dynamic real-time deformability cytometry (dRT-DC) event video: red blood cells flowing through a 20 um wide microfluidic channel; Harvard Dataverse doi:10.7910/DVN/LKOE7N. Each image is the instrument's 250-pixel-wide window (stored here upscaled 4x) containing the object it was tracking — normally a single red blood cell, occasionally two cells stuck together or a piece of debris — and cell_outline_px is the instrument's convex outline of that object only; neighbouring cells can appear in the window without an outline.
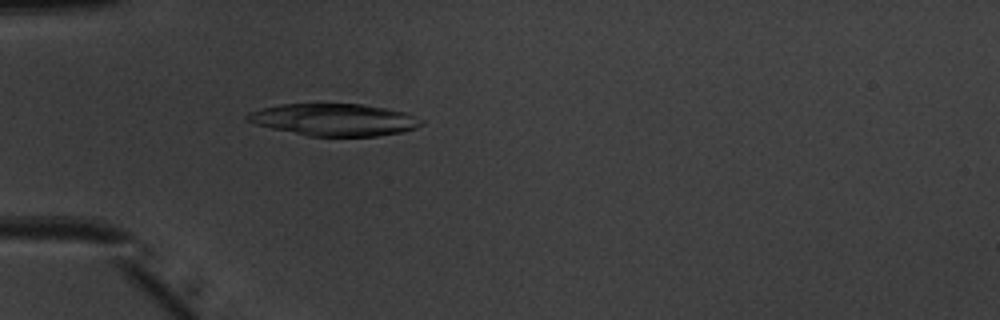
{"species": "common noctule bat (a hibernating species)", "species_latin": "Nyctalus noctula", "temperature_condition": "warm", "stored_images_in_passage": 39, "camera_frame_rate_fps": 3000, "um_per_image_px": 0.085, "animal": {"sex": "male", "body_mass_g": 20.1, "forearm_length_mm": 53.5}, "frame": {"image": 1, "passage_image": 4, "time_ms": 1.0, "image_size_px": [1000, 320], "cell_outline_px": [[424, 124], [416, 128], [404, 132], [376, 136], [308, 136], [272, 128], [256, 124], [248, 120], [244, 116], [248, 112], [260, 108], [280, 104], [364, 104], [408, 112], [424, 120]], "centroid_in_image_um": [28.46, 10.17], "position_along_channel_um": 56.5, "area_um2": 32.83}}